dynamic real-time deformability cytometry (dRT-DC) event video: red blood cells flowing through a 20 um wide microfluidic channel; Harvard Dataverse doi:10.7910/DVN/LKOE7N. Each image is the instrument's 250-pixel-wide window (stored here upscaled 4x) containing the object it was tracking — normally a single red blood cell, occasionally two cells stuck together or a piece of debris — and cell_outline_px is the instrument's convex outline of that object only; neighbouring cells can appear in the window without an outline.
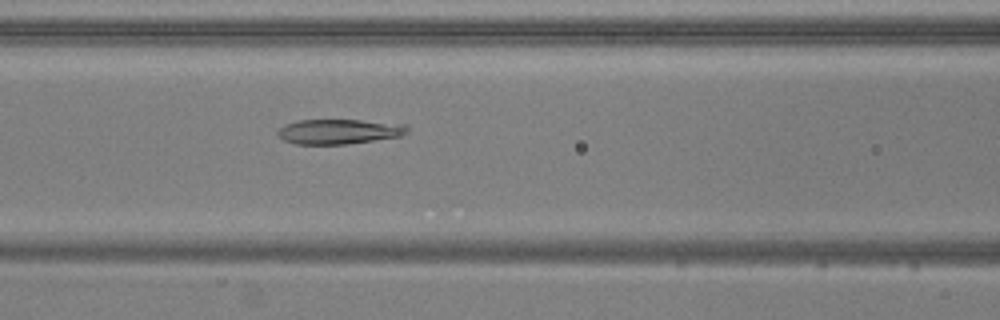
{"species": "common noctule bat (a hibernating species)", "species_latin": "Nyctalus noctula", "temperature_condition": "warm", "stored_images_in_passage": 38, "camera_frame_rate_fps": 3000, "um_per_image_px": 0.085, "animal": {"sex": "male", "body_mass_g": 20.5, "forearm_length_mm": 52.5}, "frame": {"image": 1, "passage_image": 22, "time_ms": 7.0, "image_size_px": [1000, 320], "cell_outline_px": [[408, 132], [400, 136], [344, 144], [296, 144], [284, 140], [276, 132], [284, 124], [300, 120], [360, 120], [408, 124]], "centroid_in_image_um": [28.82, 11.17], "position_along_channel_um": 137.8, "area_um2": 18.67}}